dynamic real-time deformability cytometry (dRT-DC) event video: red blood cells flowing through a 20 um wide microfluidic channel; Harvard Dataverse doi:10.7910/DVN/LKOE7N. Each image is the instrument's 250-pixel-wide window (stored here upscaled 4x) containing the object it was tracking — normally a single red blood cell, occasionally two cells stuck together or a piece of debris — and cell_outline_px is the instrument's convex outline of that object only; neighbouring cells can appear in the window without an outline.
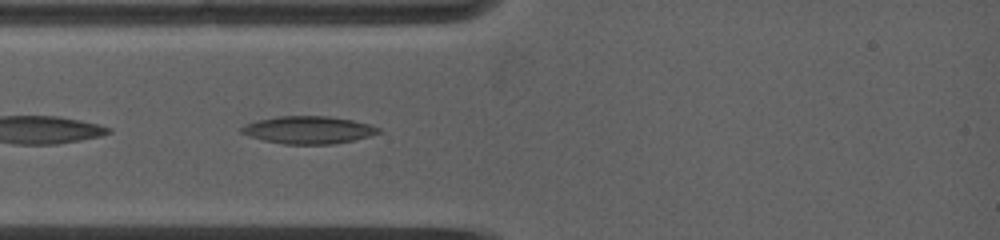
{"species": "common noctule bat (a hibernating species)", "species_latin": "Nyctalus noctula", "temperature_condition": "warm", "stored_images_in_passage": 30, "camera_frame_rate_fps": 5000, "um_per_image_px": 0.085, "animal": {"sex": "female", "body_mass_g": 19.0, "forearm_length_mm": 53.3}, "frame": {"image": 1, "passage_image": 4, "time_ms": 1.0, "image_size_px": [1000, 240], "cell_outline_px": [[384, 132], [372, 136], [332, 144], [284, 144], [264, 140], [248, 136], [240, 132], [240, 128], [256, 120], [276, 116], [328, 116], [352, 120], [368, 124], [380, 128]], "centroid_in_image_um": [26.24, 11.04], "position_along_channel_um": 58.8, "area_um2": 22.02}}
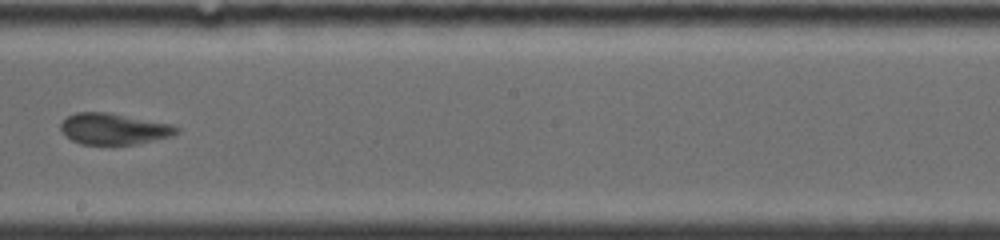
{"frame": {"image": 2, "passage_image": 14, "time_ms": 5.6, "image_size_px": [1000, 240], "cell_outline_px": [[180, 132], [172, 136], [156, 140], [136, 144], [80, 144], [64, 136], [60, 128], [60, 124], [68, 116], [76, 112], [108, 112], [172, 124], [180, 128]], "centroid_in_image_um": [9.69, 10.95], "position_along_channel_um": 238.5, "area_um2": 21.21}}
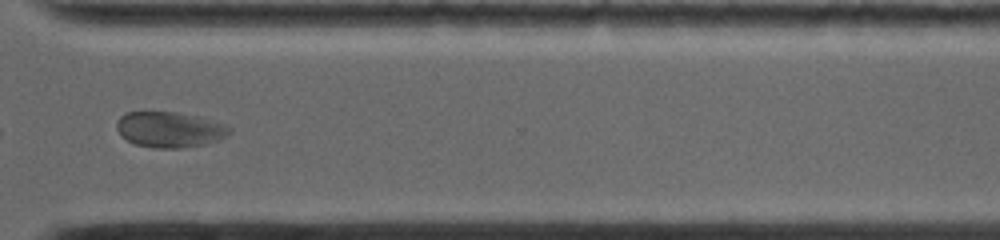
{"frame": {"image": 3, "passage_image": 21, "time_ms": 8.6, "image_size_px": [1000, 240], "cell_outline_px": [[232, 132], [228, 136], [220, 140], [204, 144], [180, 148], [152, 148], [136, 144], [120, 136], [116, 128], [116, 120], [124, 112], [176, 112], [200, 116], [228, 124], [232, 128]], "centroid_in_image_um": [14.46, 11.0], "position_along_channel_um": 356.1, "area_um2": 23.93}, "authors_computed_cell_mechanics": {"area_um2": 22.5131, "velocity_mm_per_s": 3.9126, "shape_relaxation_time_tau1_ms": null, "shape_relaxation_time_tau2_ms": 2.1019, "deformation_change_tau1": null, "deformation_change_tau2": 0.0802}}